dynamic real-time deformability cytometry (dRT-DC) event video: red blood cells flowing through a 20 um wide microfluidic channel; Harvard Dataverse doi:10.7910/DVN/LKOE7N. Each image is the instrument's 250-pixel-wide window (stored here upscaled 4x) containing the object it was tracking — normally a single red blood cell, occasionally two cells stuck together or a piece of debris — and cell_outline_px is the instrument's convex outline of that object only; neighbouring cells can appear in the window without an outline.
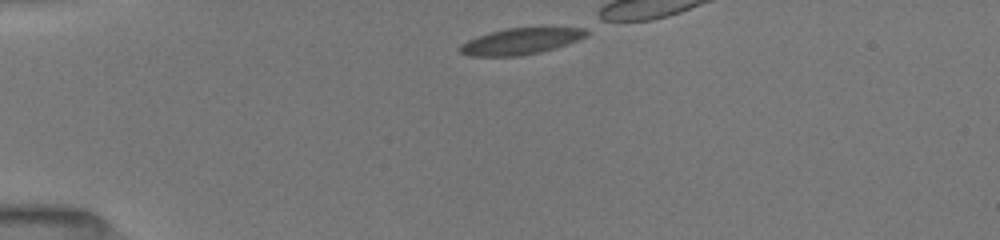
{"species": "common noctule bat (a hibernating species)", "species_latin": "Nyctalus noctula", "temperature_condition": "room temperature", "stored_images_in_passage": 9, "camera_frame_rate_fps": 3000, "um_per_image_px": 0.085, "animal": {"sex": "female", "body_mass_g": 19.5, "forearm_length_mm": 54.1}, "frame": {"image": 1, "passage_image": 1, "time_ms": 0.0, "image_size_px": [1000, 240], "cell_outline_px": [[588, 36], [540, 52], [520, 56], [468, 56], [460, 52], [456, 48], [460, 44], [468, 40], [488, 32], [504, 28], [548, 24], [584, 28], [588, 32]], "centroid_in_image_um": [44.29, 3.44], "position_along_channel_um": 40.7, "area_um2": 20.35}}